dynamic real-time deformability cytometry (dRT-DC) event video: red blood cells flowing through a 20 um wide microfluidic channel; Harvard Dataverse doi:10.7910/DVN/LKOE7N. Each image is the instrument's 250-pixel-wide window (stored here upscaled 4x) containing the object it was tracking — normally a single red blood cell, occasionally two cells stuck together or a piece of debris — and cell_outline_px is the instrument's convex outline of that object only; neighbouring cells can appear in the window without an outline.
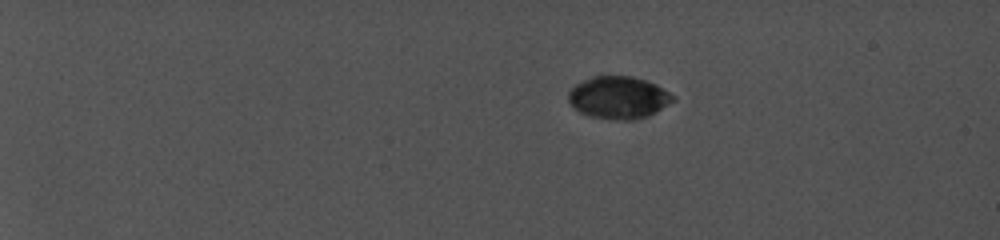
{"species": "common noctule bat (a hibernating species)", "species_latin": "Nyctalus noctula", "temperature_condition": "cold", "stored_images_in_passage": 12, "camera_frame_rate_fps": 5000, "um_per_image_px": 0.085, "animal": {"sex": "female", "body_mass_g": 19.0, "forearm_length_mm": 56.7}, "frame": {"image": 1, "passage_image": 1, "time_ms": 0.0, "image_size_px": [1000, 240], "cell_outline_px": [[676, 100], [656, 112], [648, 116], [632, 120], [612, 120], [588, 116], [580, 112], [568, 100], [568, 92], [576, 84], [592, 76], [632, 76], [648, 80], [656, 84], [676, 96]], "centroid_in_image_um": [52.61, 8.29], "position_along_channel_um": 32.4, "area_um2": 26.07}}
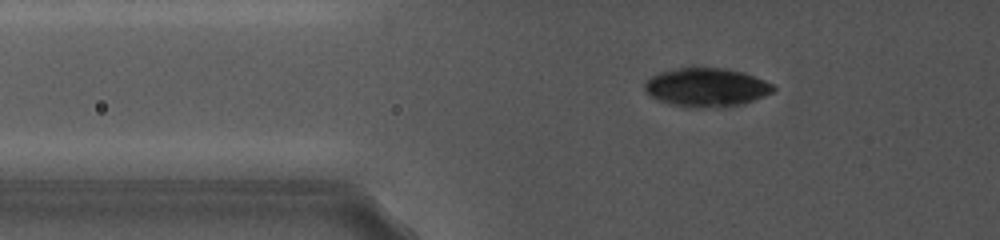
{"frame": {"image": 2, "passage_image": 10, "time_ms": 4.0, "image_size_px": [1000, 240], "cell_outline_px": [[776, 88], [772, 92], [744, 104], [724, 108], [688, 108], [668, 104], [652, 96], [644, 88], [644, 84], [652, 76], [660, 72], [676, 68], [724, 68], [744, 72], [764, 80], [772, 84]], "centroid_in_image_um": [60.07, 7.45], "position_along_channel_um": 65.7, "area_um2": 29.13}}